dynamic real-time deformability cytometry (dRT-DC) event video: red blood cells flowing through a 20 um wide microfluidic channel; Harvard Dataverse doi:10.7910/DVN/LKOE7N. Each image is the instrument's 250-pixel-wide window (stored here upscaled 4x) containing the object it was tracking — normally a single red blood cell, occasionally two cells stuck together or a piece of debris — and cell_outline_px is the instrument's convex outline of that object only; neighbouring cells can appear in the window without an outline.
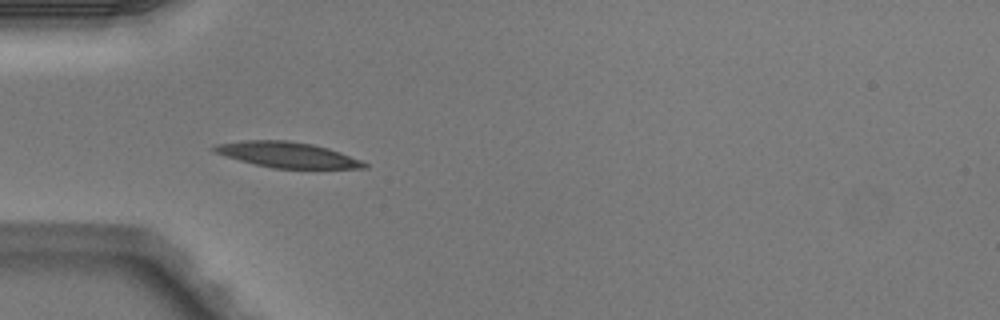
{"species": "Egyptian fruit bat (a non-hibernating species)", "species_latin": "Rousettus aegyptiacus", "temperature_condition": "warm", "stored_images_in_passage": 7, "camera_frame_rate_fps": 3000, "um_per_image_px": 0.085, "animal": {"sex": "male"}, "frame": {"image": 1, "passage_image": 5, "time_ms": 1.333, "image_size_px": [1000, 320], "cell_outline_px": [[368, 168], [272, 168], [224, 156], [212, 152], [208, 148], [216, 144], [244, 140], [288, 140], [312, 144], [328, 148], [340, 152], [360, 160], [368, 164]], "centroid_in_image_um": [24.35, 13.14], "position_along_channel_um": 60.6, "area_um2": 22.31}}
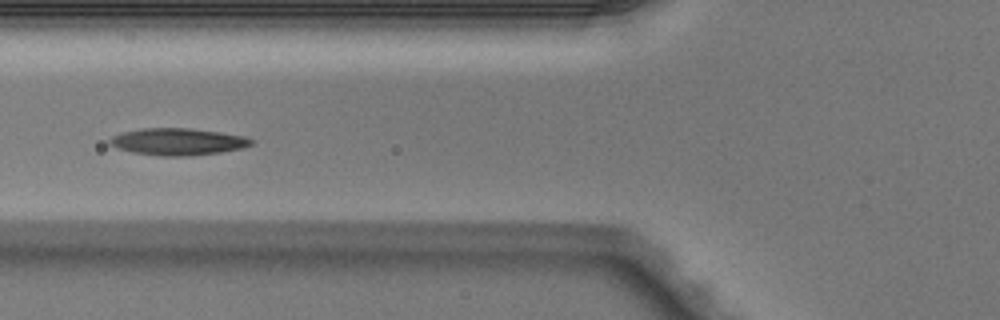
{"frame": {"image": 2, "passage_image": 6, "time_ms": 1.667, "image_size_px": [1000, 320], "cell_outline_px": [[256, 140], [252, 144], [244, 148], [220, 152], [192, 156], [160, 156], [132, 152], [116, 148], [108, 144], [108, 140], [112, 136], [120, 132], [144, 128], [188, 128], [220, 132], [244, 136]], "centroid_in_image_um": [15.1, 12.05], "position_along_channel_um": 110.7, "area_um2": 22.48}}
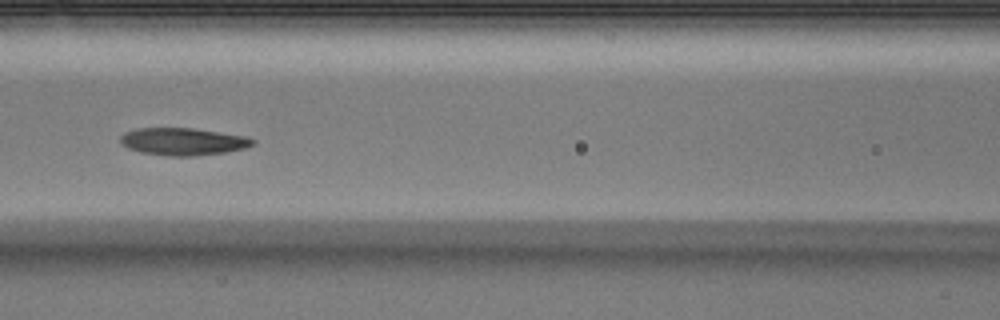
{"frame": {"image": 3, "passage_image": 7, "time_ms": 2.0, "image_size_px": [1000, 320], "cell_outline_px": [[256, 144], [244, 148], [224, 152], [196, 156], [168, 156], [140, 152], [128, 148], [120, 144], [120, 136], [124, 132], [136, 128], [192, 128], [248, 136], [256, 140]], "centroid_in_image_um": [15.55, 12.03], "position_along_channel_um": 151.0, "area_um2": 21.33}}